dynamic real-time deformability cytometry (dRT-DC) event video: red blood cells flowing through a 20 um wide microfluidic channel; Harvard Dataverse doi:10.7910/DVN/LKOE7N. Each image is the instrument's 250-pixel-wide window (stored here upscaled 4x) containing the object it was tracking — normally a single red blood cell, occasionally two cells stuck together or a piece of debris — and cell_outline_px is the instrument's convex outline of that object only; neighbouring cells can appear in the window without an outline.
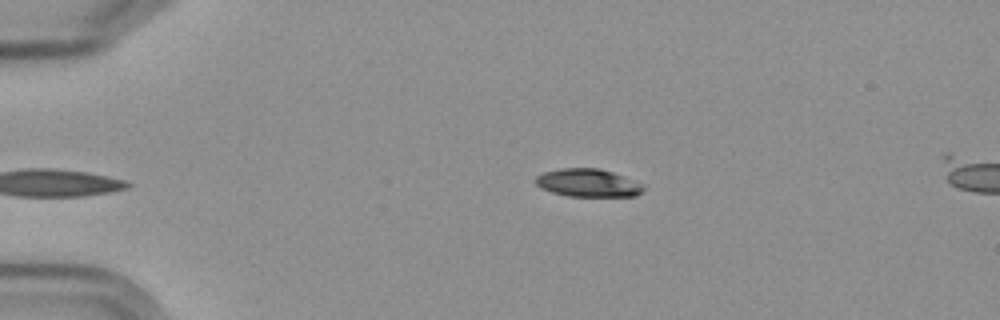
{"species": "Egyptian fruit bat (a non-hibernating species)", "species_latin": "Rousettus aegyptiacus", "temperature_condition": "cold", "stored_images_in_passage": 4, "camera_frame_rate_fps": 3000, "um_per_image_px": 0.085, "frame": {"image": 1, "passage_image": 4, "time_ms": 3.667, "image_size_px": [1000, 320], "cell_outline_px": [[644, 192], [636, 196], [568, 196], [552, 192], [540, 188], [532, 180], [536, 176], [544, 172], [560, 168], [600, 168], [624, 176], [640, 184], [644, 188]], "centroid_in_image_um": [49.94, 15.54], "position_along_channel_um": 35.1, "area_um2": 17.63}}